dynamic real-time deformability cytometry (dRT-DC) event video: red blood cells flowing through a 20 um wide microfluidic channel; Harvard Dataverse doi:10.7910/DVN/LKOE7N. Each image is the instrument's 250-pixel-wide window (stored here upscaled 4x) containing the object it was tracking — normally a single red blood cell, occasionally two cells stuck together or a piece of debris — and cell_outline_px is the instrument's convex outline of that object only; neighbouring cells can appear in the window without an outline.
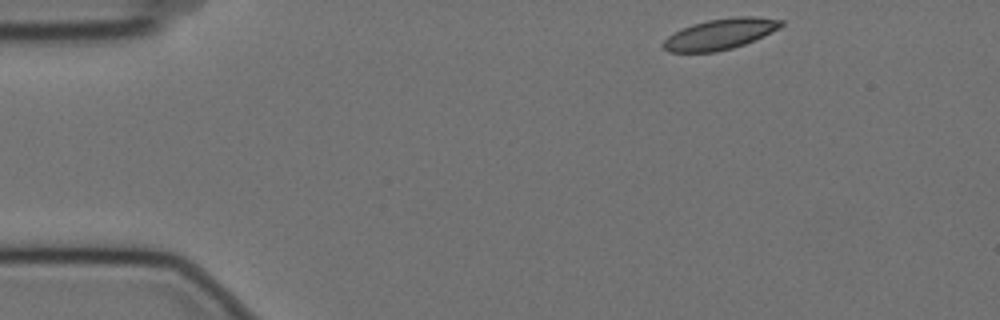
{"species": "Egyptian fruit bat (a non-hibernating species)", "species_latin": "Rousettus aegyptiacus", "temperature_condition": "cold", "stored_images_in_passage": 51, "camera_frame_rate_fps": 3000, "um_per_image_px": 0.085, "animal": {"sex": "female"}, "frame": {"image": 1, "passage_image": 1, "time_ms": 0.0, "image_size_px": [1000, 320], "cell_outline_px": [[784, 24], [780, 28], [764, 36], [744, 44], [732, 48], [716, 52], [668, 52], [664, 48], [664, 40], [668, 36], [692, 24], [708, 20], [736, 16], [752, 16], [784, 20]], "centroid_in_image_um": [61.26, 2.89], "position_along_channel_um": 23.7, "area_um2": 20.98}}
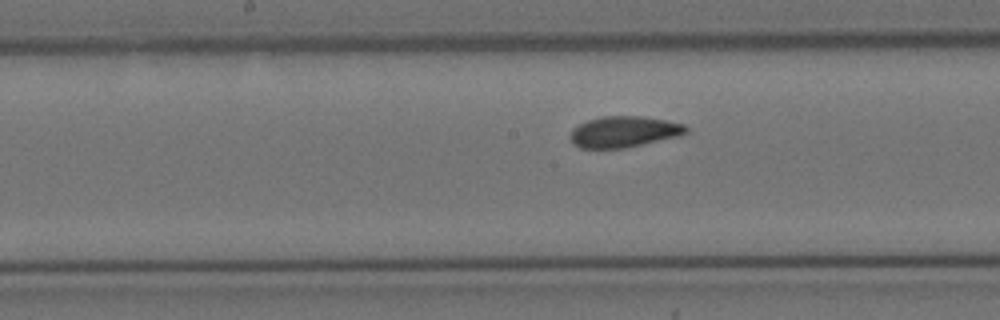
{"frame": {"image": 2, "passage_image": 22, "time_ms": 7.0, "image_size_px": [1000, 320], "cell_outline_px": [[688, 132], [680, 136], [624, 148], [580, 148], [572, 140], [572, 128], [588, 120], [600, 116], [640, 116], [664, 120], [684, 124], [688, 128]], "centroid_in_image_um": [53.07, 11.19], "position_along_channel_um": 195.1, "area_um2": 20.75}}
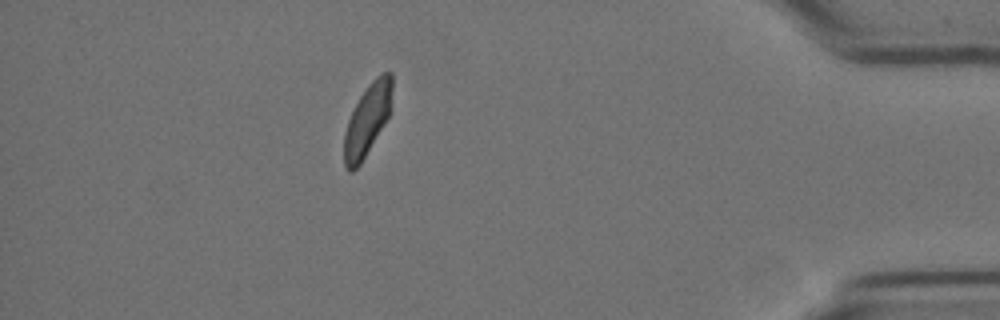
{"frame": {"image": 3, "passage_image": 44, "time_ms": 14.333, "image_size_px": [1000, 320], "cell_outline_px": [[392, 108], [388, 116], [360, 164], [352, 172], [348, 172], [344, 164], [344, 132], [348, 120], [360, 96], [368, 84], [380, 72], [392, 72]], "centroid_in_image_um": [31.23, 10.15], "position_along_channel_um": 404.0, "area_um2": 19.88}, "authors_computed_cell_mechanics": {"area_um2": 21.0392, "velocity_mm_per_s": 3.4883, "shape_relaxation_time_tau1_ms": 4.3271, "shape_relaxation_time_tau2_ms": 1.487, "deformation_change_tau1": 0.1118, "deformation_change_tau2": 0.0523}}